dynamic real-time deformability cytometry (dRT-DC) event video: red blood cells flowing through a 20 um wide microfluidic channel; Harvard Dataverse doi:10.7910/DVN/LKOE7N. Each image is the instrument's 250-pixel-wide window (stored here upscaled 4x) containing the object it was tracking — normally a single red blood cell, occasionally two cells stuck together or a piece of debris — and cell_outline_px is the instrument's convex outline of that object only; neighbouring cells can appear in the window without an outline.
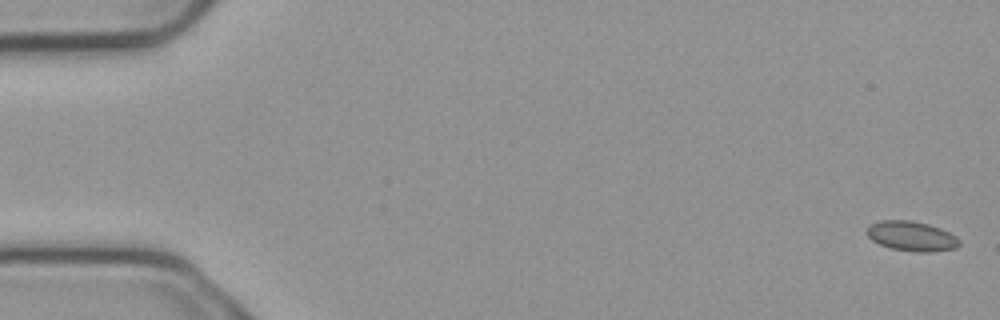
{"species": "common noctule bat (a hibernating species)", "species_latin": "Nyctalus noctula", "temperature_condition": "cold", "stored_images_in_passage": 5, "camera_frame_rate_fps": 3000, "um_per_image_px": 0.085, "animal": {"sex": "male", "body_mass_g": 23.1, "forearm_length_mm": 52.7}, "frame": {"image": 1, "passage_image": 1, "time_ms": 0.0, "image_size_px": [1000, 320], "cell_outline_px": [[960, 244], [956, 248], [932, 252], [916, 252], [892, 248], [880, 244], [872, 240], [868, 236], [868, 228], [872, 224], [880, 220], [908, 220], [928, 224], [940, 228], [956, 236], [960, 240]], "centroid_in_image_um": [77.52, 20.08], "position_along_channel_um": 7.5, "area_um2": 15.9}}
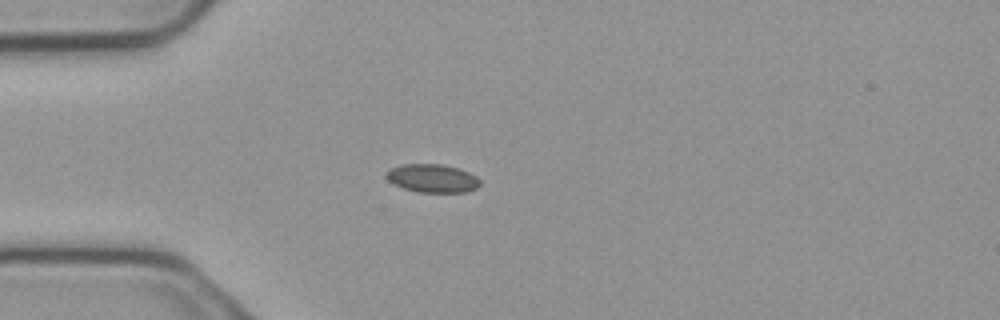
{"frame": {"image": 2, "passage_image": 5, "time_ms": 1.333, "image_size_px": [1000, 320], "cell_outline_px": [[480, 184], [476, 188], [464, 192], [416, 192], [392, 184], [384, 176], [392, 168], [404, 164], [444, 164], [460, 168], [476, 176], [480, 180]], "centroid_in_image_um": [36.76, 15.15], "position_along_channel_um": 48.2, "area_um2": 15.49}}